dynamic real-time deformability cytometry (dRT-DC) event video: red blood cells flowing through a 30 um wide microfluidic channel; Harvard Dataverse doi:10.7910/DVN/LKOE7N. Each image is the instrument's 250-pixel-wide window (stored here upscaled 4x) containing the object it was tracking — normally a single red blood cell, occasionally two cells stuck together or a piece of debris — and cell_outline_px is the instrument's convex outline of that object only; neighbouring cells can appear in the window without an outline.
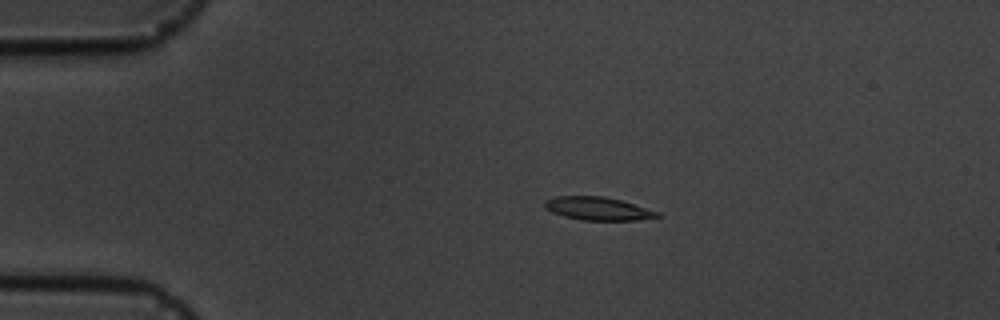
{"species": "common noctule bat (a hibernating species)", "species_latin": "Nyctalus noctula", "temperature_condition": "cold", "stored_images_in_passage": 5, "camera_frame_rate_fps": 3000, "um_per_image_px": 0.085, "animal": {"sex": "male", "body_mass_g": 19.5, "forearm_length_mm": 54.6}, "frame": {"image": 1, "passage_image": 3, "time_ms": 3.0, "image_size_px": [1000, 320], "cell_outline_px": [[660, 216], [636, 220], [580, 220], [564, 216], [552, 212], [544, 208], [544, 200], [556, 196], [604, 196], [620, 200], [660, 212]], "centroid_in_image_um": [50.78, 17.72], "position_along_channel_um": 34.2, "area_um2": 15.14}}
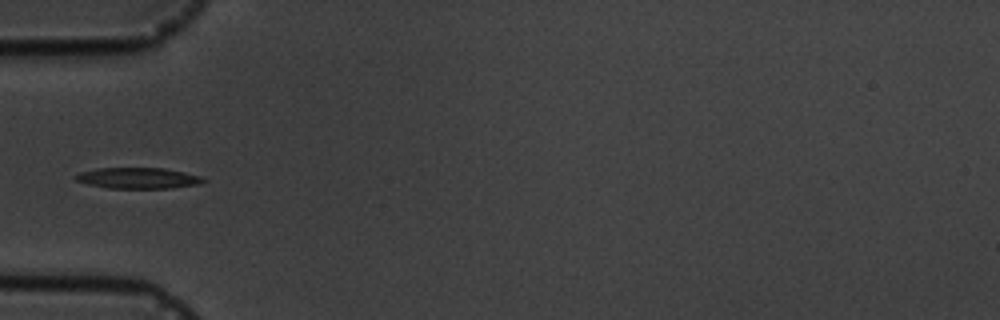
{"frame": {"image": 2, "passage_image": 5, "time_ms": 5.333, "image_size_px": [1000, 320], "cell_outline_px": [[208, 180], [200, 184], [172, 188], [108, 188], [88, 184], [76, 180], [72, 176], [80, 172], [96, 168], [164, 168], [184, 172], [200, 176]], "centroid_in_image_um": [11.74, 15.14], "position_along_channel_um": 73.3, "area_um2": 15.66}}